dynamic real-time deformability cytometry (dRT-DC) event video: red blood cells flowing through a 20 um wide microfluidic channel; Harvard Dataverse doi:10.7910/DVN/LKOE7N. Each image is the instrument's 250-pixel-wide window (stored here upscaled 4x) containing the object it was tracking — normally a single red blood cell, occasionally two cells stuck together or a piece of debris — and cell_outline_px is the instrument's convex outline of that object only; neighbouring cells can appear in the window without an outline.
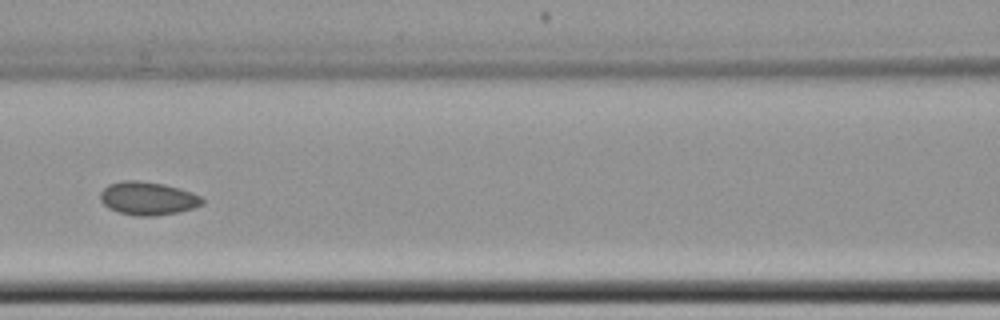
{"species": "common noctule bat (a hibernating species)", "species_latin": "Nyctalus noctula", "temperature_condition": "cold", "stored_images_in_passage": 7, "camera_frame_rate_fps": 3000, "um_per_image_px": 0.085, "animal": {"sex": "female", "body_mass_g": 22.7, "forearm_length_mm": 54.2}, "frame": {"image": 1, "passage_image": 7, "time_ms": 8.667, "image_size_px": [1000, 320], "cell_outline_px": [[204, 204], [192, 208], [176, 212], [156, 216], [136, 216], [120, 212], [108, 208], [100, 200], [100, 192], [108, 184], [124, 180], [140, 180], [164, 184], [180, 188], [192, 192], [200, 196], [204, 200]], "centroid_in_image_um": [12.56, 16.85], "position_along_channel_um": 154.0, "area_um2": 19.83}}